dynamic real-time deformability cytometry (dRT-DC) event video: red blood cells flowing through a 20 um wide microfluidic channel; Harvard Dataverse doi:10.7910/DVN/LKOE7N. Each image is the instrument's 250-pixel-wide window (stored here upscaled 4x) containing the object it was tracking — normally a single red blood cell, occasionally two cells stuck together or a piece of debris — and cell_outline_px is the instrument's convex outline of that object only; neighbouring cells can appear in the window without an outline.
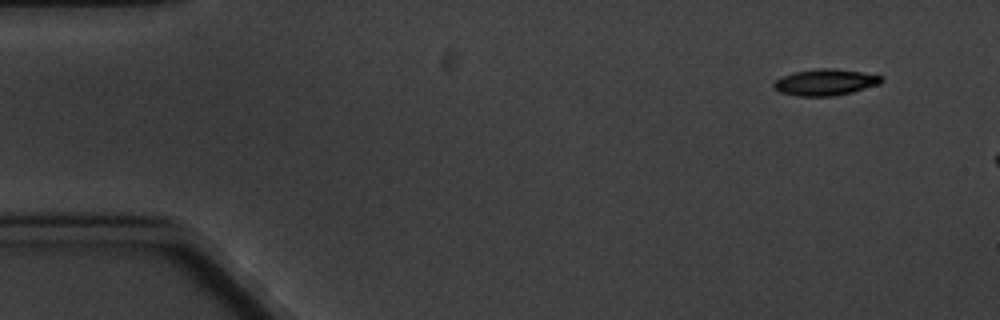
{"species": "common noctule bat (a hibernating species)", "species_latin": "Nyctalus noctula", "temperature_condition": "cold", "stored_images_in_passage": 3, "camera_frame_rate_fps": 3000, "um_per_image_px": 0.085, "animal": {"sex": "male", "body_mass_g": 20.1, "forearm_length_mm": 53.5}, "frame": {"image": 1, "passage_image": 1, "time_ms": 0.0, "image_size_px": [1000, 320], "cell_outline_px": [[884, 80], [880, 84], [852, 92], [832, 96], [800, 96], [780, 92], [772, 88], [772, 84], [776, 80], [784, 76], [796, 72], [820, 68], [836, 68], [884, 76]], "centroid_in_image_um": [70.18, 6.99], "position_along_channel_um": 14.8, "area_um2": 16.47}}